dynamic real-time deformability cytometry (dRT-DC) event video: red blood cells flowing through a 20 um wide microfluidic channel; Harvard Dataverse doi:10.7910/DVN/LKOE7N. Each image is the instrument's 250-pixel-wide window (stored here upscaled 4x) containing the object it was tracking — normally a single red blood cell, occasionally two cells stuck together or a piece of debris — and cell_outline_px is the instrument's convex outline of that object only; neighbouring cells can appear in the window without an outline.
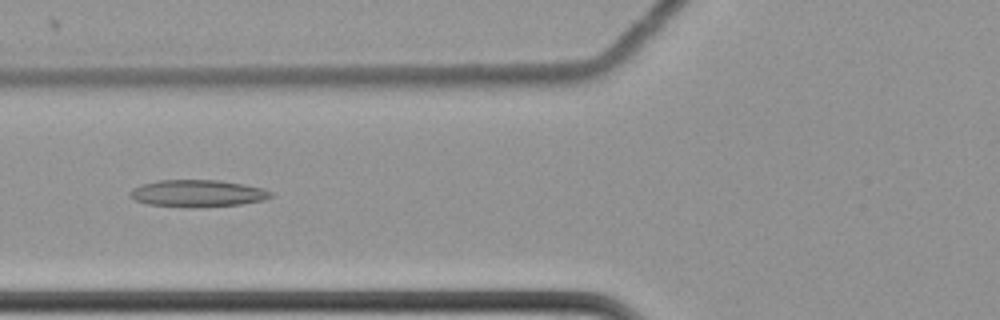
{"species": "common noctule bat (a hibernating species)", "species_latin": "Nyctalus noctula", "temperature_condition": "cold", "stored_images_in_passage": 62, "camera_frame_rate_fps": 3000, "um_per_image_px": 0.085, "animal": {"sex": "female", "body_mass_g": 22.7, "forearm_length_mm": 54.2}, "frame": {"image": 1, "passage_image": 26, "time_ms": 8.333, "image_size_px": [1000, 320], "cell_outline_px": [[272, 196], [264, 200], [240, 204], [192, 208], [188, 208], [148, 204], [136, 200], [128, 196], [128, 192], [132, 188], [140, 184], [160, 180], [220, 180], [244, 184], [264, 188], [272, 192]], "centroid_in_image_um": [16.77, 16.44], "position_along_channel_um": 109.0, "area_um2": 22.43}}
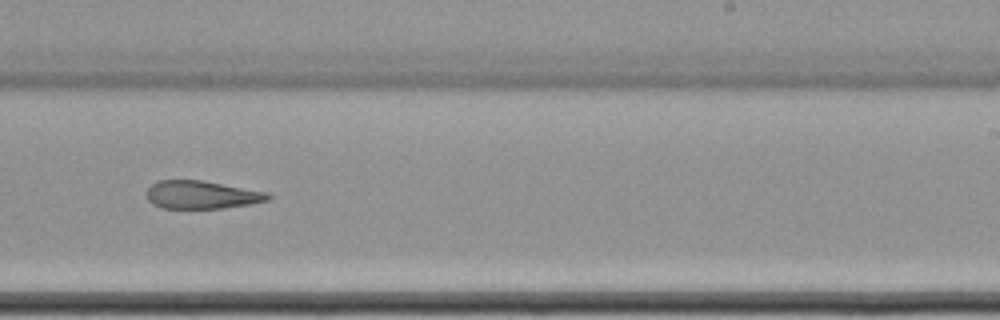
{"frame": {"image": 2, "passage_image": 40, "time_ms": 13.0, "image_size_px": [1000, 320], "cell_outline_px": [[272, 196], [268, 200], [252, 204], [224, 208], [160, 208], [152, 204], [148, 200], [144, 192], [152, 184], [160, 180], [204, 180], [268, 192]], "centroid_in_image_um": [17.13, 16.55], "position_along_channel_um": 271.9, "area_um2": 20.11}}
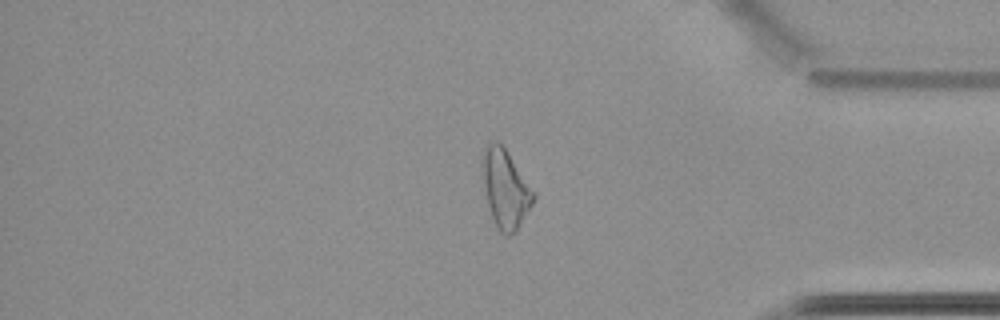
{"frame": {"image": 3, "passage_image": 52, "time_ms": 17.0, "image_size_px": [1000, 320], "cell_outline_px": [[536, 196], [532, 204], [516, 232], [508, 236], [504, 236], [496, 228], [488, 204], [484, 188], [480, 164], [480, 160], [488, 144], [492, 140], [496, 140], [508, 152], [536, 192]], "centroid_in_image_um": [42.96, 16.05], "position_along_channel_um": 392.2, "area_um2": 23.58}, "authors_computed_cell_mechanics": {"area_um2": 24.5939, "velocity_mm_per_s": 3.4923, "shape_relaxation_time_tau1_ms": null, "shape_relaxation_time_tau2_ms": 5.9915, "deformation_change_tau1": null, "deformation_change_tau2": 0.172}}